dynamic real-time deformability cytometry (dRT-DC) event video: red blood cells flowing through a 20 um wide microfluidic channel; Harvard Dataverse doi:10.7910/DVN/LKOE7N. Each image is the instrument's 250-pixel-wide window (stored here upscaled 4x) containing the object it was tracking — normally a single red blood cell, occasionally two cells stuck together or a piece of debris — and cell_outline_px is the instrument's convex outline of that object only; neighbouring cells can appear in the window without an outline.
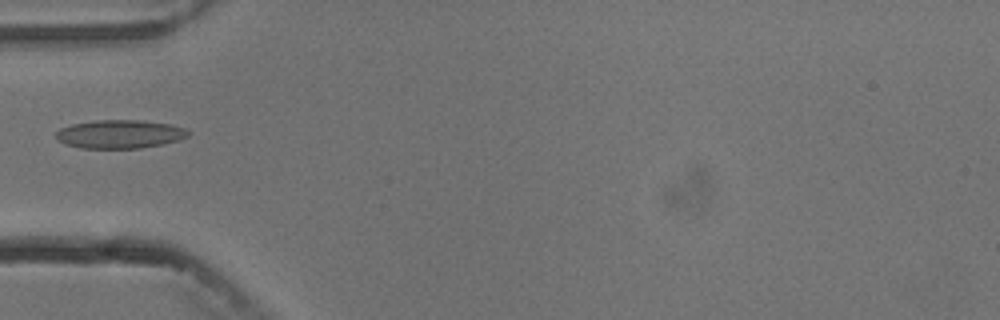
{"species": "common noctule bat (a hibernating species)", "species_latin": "Nyctalus noctula", "temperature_condition": "cold", "stored_images_in_passage": 4, "camera_frame_rate_fps": 3000, "um_per_image_px": 0.085, "animal": {"sex": "male", "body_mass_g": 13.3}, "frame": {"image": 1, "passage_image": 3, "time_ms": 2.333, "image_size_px": [1000, 320], "cell_outline_px": [[188, 136], [164, 144], [140, 148], [80, 148], [64, 144], [56, 140], [56, 132], [60, 128], [72, 124], [96, 120], [140, 120], [172, 124], [184, 128], [188, 132]], "centroid_in_image_um": [10.14, 11.4], "position_along_channel_um": 74.9, "area_um2": 21.96}}
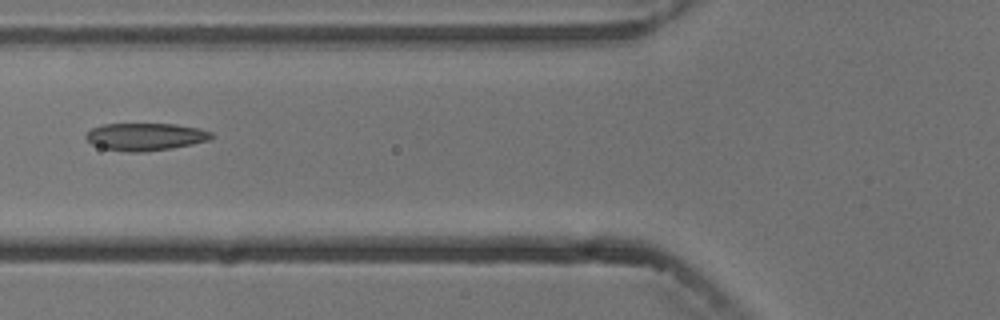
{"frame": {"image": 2, "passage_image": 4, "time_ms": 3.333, "image_size_px": [1000, 320], "cell_outline_px": [[212, 136], [208, 140], [192, 144], [172, 148], [144, 152], [128, 152], [100, 148], [92, 144], [84, 136], [92, 128], [104, 124], [176, 124], [200, 128], [212, 132]], "centroid_in_image_um": [12.35, 11.62], "position_along_channel_um": 113.5, "area_um2": 20.11}}